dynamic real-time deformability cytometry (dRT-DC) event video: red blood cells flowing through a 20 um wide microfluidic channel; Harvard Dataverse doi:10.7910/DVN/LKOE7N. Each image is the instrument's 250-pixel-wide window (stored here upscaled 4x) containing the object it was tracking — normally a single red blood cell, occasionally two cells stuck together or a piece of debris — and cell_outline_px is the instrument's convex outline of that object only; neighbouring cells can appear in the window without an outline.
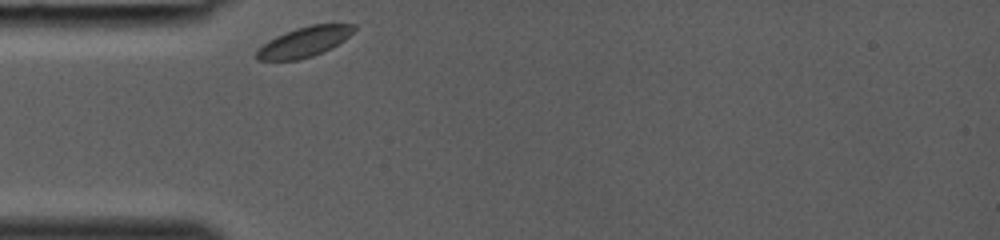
{"species": "common noctule bat (a hibernating species)", "species_latin": "Nyctalus noctula", "temperature_condition": "room temperature", "stored_images_in_passage": 11, "camera_frame_rate_fps": 3000, "um_per_image_px": 0.085, "animal": {"sex": "female", "body_mass_g": 19.0, "forearm_length_mm": 53.3}, "frame": {"image": 1, "passage_image": 1, "time_ms": 0.0, "image_size_px": [1000, 240], "cell_outline_px": [[356, 28], [344, 40], [332, 48], [312, 56], [296, 60], [256, 60], [256, 52], [264, 44], [276, 36], [296, 28], [312, 24], [356, 24]], "centroid_in_image_um": [25.88, 3.56], "position_along_channel_um": 59.1, "area_um2": 16.82}}
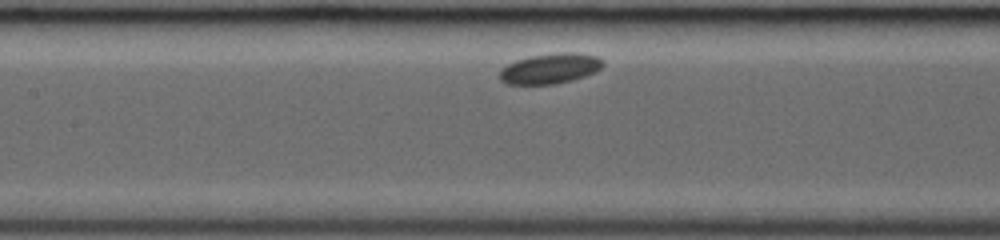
{"frame": {"image": 2, "passage_image": 7, "time_ms": 2.0, "image_size_px": [1000, 240], "cell_outline_px": [[604, 64], [596, 72], [572, 80], [556, 84], [508, 84], [500, 80], [500, 68], [516, 60], [528, 56], [556, 52], [576, 52], [596, 56], [604, 60]], "centroid_in_image_um": [46.77, 5.81], "position_along_channel_um": 160.6, "area_um2": 18.44}}
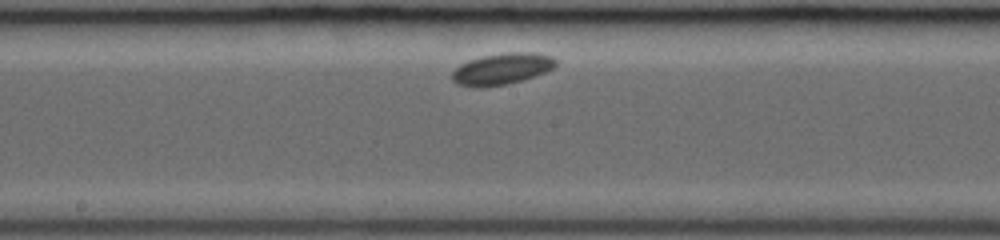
{"frame": {"image": 3, "passage_image": 10, "time_ms": 3.0, "image_size_px": [1000, 240], "cell_outline_px": [[556, 64], [552, 68], [544, 72], [508, 84], [480, 88], [476, 88], [456, 84], [452, 80], [452, 72], [460, 64], [468, 60], [484, 56], [504, 52], [532, 52], [552, 56], [556, 60]], "centroid_in_image_um": [42.61, 5.86], "position_along_channel_um": 205.6, "area_um2": 18.96}}